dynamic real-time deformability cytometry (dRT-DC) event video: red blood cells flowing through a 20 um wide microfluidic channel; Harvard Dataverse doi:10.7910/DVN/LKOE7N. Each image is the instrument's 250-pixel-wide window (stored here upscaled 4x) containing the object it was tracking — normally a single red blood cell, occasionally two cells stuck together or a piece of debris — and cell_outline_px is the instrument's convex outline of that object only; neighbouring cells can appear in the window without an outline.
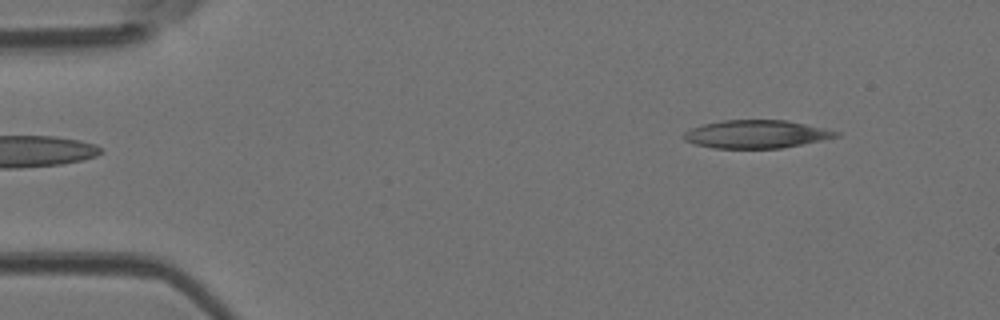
{"species": "Egyptian fruit bat (a non-hibernating species)", "species_latin": "Rousettus aegyptiacus", "temperature_condition": "room temperature", "stored_images_in_passage": 5, "camera_frame_rate_fps": 3000, "um_per_image_px": 0.085, "animal": {"sex": "female"}, "frame": {"image": 1, "passage_image": 5, "time_ms": 1.333, "image_size_px": [1000, 320], "cell_outline_px": [[840, 136], [780, 148], [712, 148], [696, 144], [684, 140], [684, 132], [692, 128], [704, 124], [724, 120], [784, 120], [824, 128], [840, 132]], "centroid_in_image_um": [64.27, 11.4], "position_along_channel_um": 20.7, "area_um2": 24.51}}